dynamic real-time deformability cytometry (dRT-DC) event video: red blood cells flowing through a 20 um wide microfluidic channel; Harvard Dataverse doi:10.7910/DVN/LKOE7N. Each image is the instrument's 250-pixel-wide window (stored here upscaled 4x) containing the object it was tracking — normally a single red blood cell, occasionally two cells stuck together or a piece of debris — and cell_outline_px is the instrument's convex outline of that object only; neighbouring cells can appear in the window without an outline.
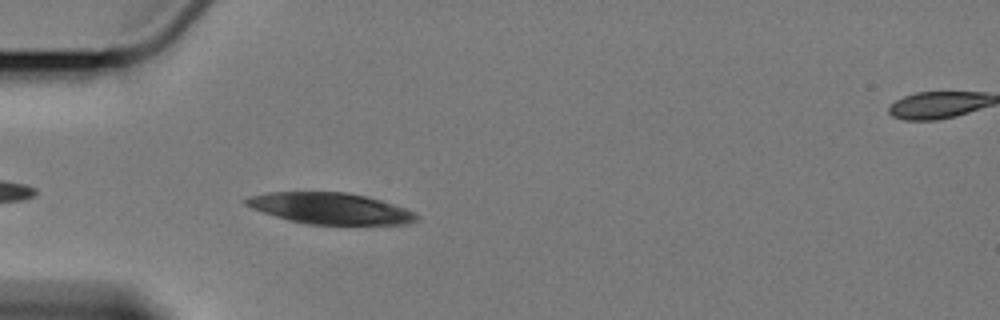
{"species": "Egyptian fruit bat (a non-hibernating species)", "species_latin": "Rousettus aegyptiacus", "temperature_condition": "cold", "stored_images_in_passage": 4, "segment_of_instrument_passage": [1, 2], "camera_frame_rate_fps": 3000, "um_per_image_px": 0.085, "animal": {"sex": "female"}, "frame": {"image": 1, "passage_image": 3, "time_ms": 2.333, "image_size_px": [1000, 320], "cell_outline_px": [[420, 216], [416, 220], [408, 224], [308, 224], [288, 220], [252, 208], [244, 204], [240, 200], [248, 196], [268, 192], [344, 192], [364, 196], [380, 200], [416, 212]], "centroid_in_image_um": [28.03, 17.71], "position_along_channel_um": 57.0, "area_um2": 30.87}}